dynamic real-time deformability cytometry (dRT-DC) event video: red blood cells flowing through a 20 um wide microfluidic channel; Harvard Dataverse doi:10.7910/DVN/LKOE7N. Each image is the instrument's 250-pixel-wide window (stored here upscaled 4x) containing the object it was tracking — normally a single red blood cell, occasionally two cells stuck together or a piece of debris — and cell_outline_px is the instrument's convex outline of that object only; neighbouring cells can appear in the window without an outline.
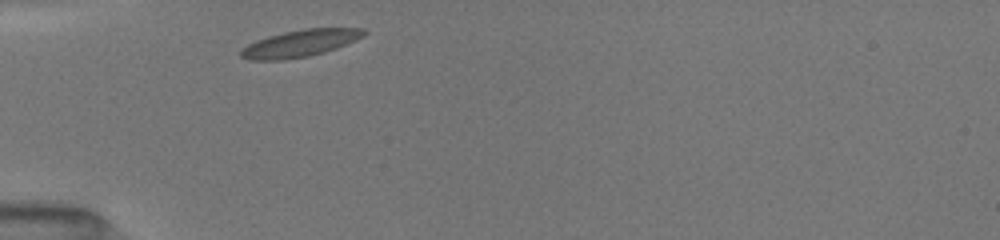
{"species": "common noctule bat (a hibernating species)", "species_latin": "Nyctalus noctula", "temperature_condition": "room temperature", "stored_images_in_passage": 15, "camera_frame_rate_fps": 3000, "um_per_image_px": 0.085, "animal": {"sex": "female", "body_mass_g": 19.5, "forearm_length_mm": 54.1}, "frame": {"image": 1, "passage_image": 1, "time_ms": 0.0, "image_size_px": [1000, 240], "cell_outline_px": [[368, 32], [364, 36], [356, 40], [336, 48], [324, 52], [308, 56], [284, 60], [248, 60], [240, 56], [240, 48], [256, 40], [268, 36], [284, 32], [304, 28], [364, 28]], "centroid_in_image_um": [25.5, 3.68], "position_along_channel_um": 59.5, "area_um2": 19.48}}
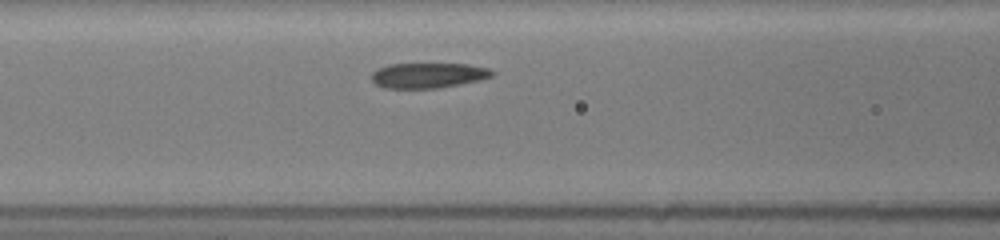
{"frame": {"image": 2, "passage_image": 9, "time_ms": 2.0, "image_size_px": [1000, 240], "cell_outline_px": [[496, 72], [492, 76], [480, 80], [440, 88], [384, 88], [376, 84], [372, 80], [372, 72], [388, 64], [468, 64], [488, 68]], "centroid_in_image_um": [36.42, 6.41], "position_along_channel_um": 130.2, "area_um2": 17.69}}
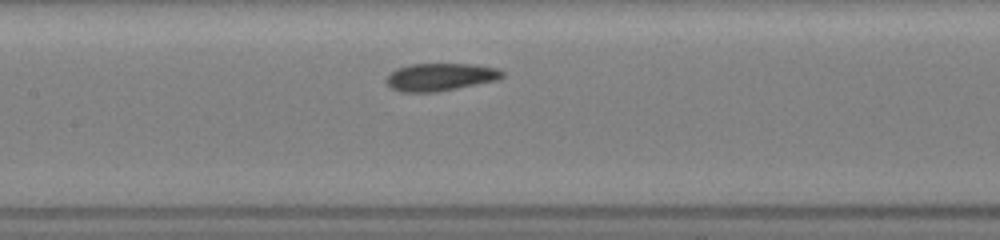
{"frame": {"image": 3, "passage_image": 13, "time_ms": 3.0, "image_size_px": [1000, 240], "cell_outline_px": [[504, 76], [496, 80], [436, 92], [400, 92], [392, 88], [384, 80], [396, 68], [408, 64], [476, 64], [500, 68], [504, 72]], "centroid_in_image_um": [37.43, 6.53], "position_along_channel_um": 170.0, "area_um2": 18.73}}